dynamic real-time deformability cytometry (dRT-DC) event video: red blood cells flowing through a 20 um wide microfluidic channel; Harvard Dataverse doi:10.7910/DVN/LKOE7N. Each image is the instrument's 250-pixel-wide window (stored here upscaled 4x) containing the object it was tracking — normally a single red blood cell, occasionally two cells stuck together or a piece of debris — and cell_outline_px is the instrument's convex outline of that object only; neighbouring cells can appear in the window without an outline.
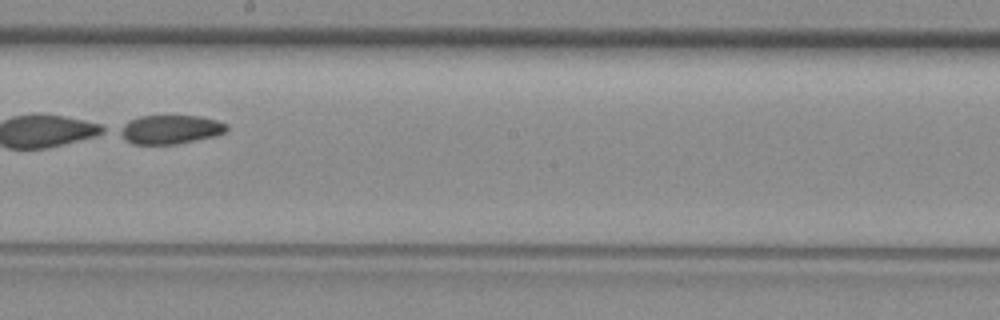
{"species": "common noctule bat (a hibernating species)", "species_latin": "Nyctalus noctula", "temperature_condition": "room temperature", "stored_images_in_passage": 41, "camera_frame_rate_fps": 3000, "um_per_image_px": 0.085, "animal": {"sex": "female", "body_mass_g": 29.2, "forearm_length_mm": 56.3}, "frame": {"image": 1, "passage_image": 20, "time_ms": 6.333, "image_size_px": [1000, 320], "cell_outline_px": [[228, 128], [224, 132], [212, 136], [176, 144], [132, 144], [116, 132], [116, 128], [140, 116], [200, 116], [216, 120], [228, 124]], "centroid_in_image_um": [14.42, 11.0], "position_along_channel_um": 233.8, "area_um2": 17.86}}
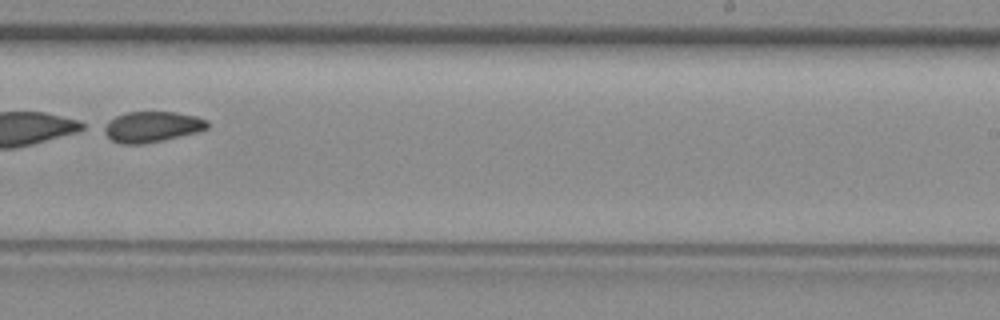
{"frame": {"image": 2, "passage_image": 23, "time_ms": 7.333, "image_size_px": [1000, 320], "cell_outline_px": [[208, 128], [196, 132], [164, 140], [144, 144], [120, 144], [112, 140], [100, 128], [116, 116], [124, 112], [176, 112], [196, 116], [208, 120]], "centroid_in_image_um": [12.9, 10.78], "position_along_channel_um": 276.1, "area_um2": 18.55}}